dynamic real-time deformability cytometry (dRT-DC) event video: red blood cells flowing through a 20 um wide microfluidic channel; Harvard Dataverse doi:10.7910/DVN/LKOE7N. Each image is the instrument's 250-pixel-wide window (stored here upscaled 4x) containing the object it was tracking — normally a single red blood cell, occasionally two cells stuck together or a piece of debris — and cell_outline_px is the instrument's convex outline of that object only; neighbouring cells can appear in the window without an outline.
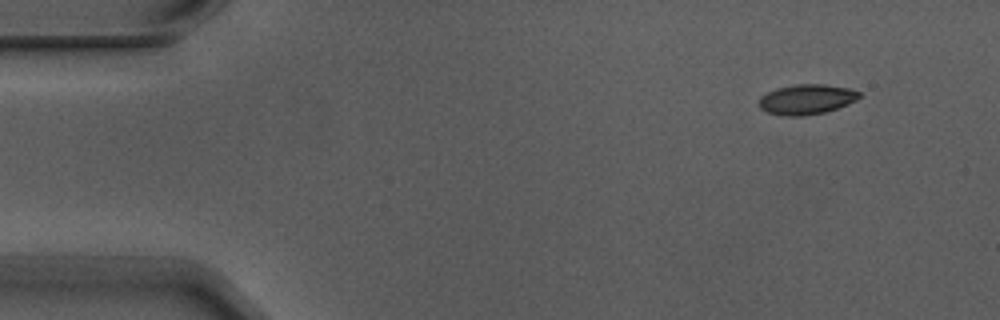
{"species": "Egyptian fruit bat (a non-hibernating species)", "species_latin": "Rousettus aegyptiacus", "temperature_condition": "warm", "stored_images_in_passage": 5, "camera_frame_rate_fps": 3000, "um_per_image_px": 0.085, "animal": {"sex": "male"}, "frame": {"image": 1, "passage_image": 2, "time_ms": 0.333, "image_size_px": [1000, 320], "cell_outline_px": [[860, 96], [856, 100], [848, 104], [824, 112], [804, 116], [784, 116], [768, 112], [760, 108], [760, 96], [776, 88], [796, 84], [824, 84], [848, 88], [860, 92]], "centroid_in_image_um": [68.55, 8.44], "position_along_channel_um": 16.4, "area_um2": 17.46}}
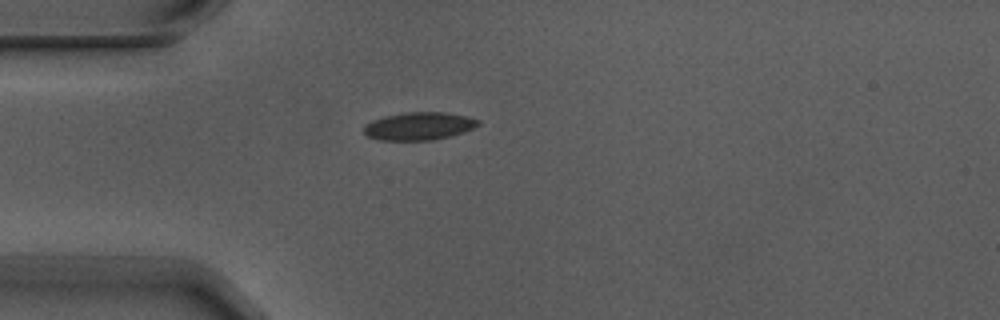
{"frame": {"image": 2, "passage_image": 5, "time_ms": 1.333, "image_size_px": [1000, 320], "cell_outline_px": [[480, 124], [464, 132], [432, 140], [380, 140], [368, 136], [364, 132], [364, 128], [368, 124], [384, 116], [408, 112], [444, 112], [468, 116], [480, 120]], "centroid_in_image_um": [35.66, 10.71], "position_along_channel_um": 49.3, "area_um2": 18.26}}